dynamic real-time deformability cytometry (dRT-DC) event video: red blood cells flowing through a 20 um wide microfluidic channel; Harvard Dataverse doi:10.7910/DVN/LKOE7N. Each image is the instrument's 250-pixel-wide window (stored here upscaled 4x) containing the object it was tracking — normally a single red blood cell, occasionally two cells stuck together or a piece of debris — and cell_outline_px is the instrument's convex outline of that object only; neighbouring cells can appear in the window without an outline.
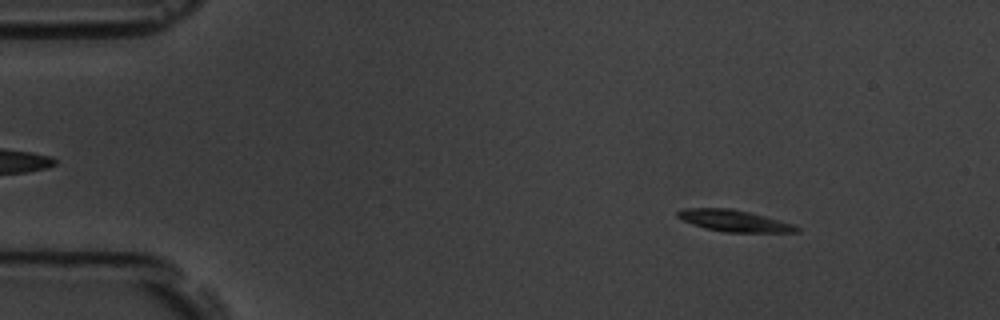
{"species": "common noctule bat (a hibernating species)", "species_latin": "Nyctalus noctula", "temperature_condition": "room temperature", "stored_images_in_passage": 57, "camera_frame_rate_fps": 3000, "um_per_image_px": 0.085, "animal": {"sex": "male", "body_mass_g": 19.5, "forearm_length_mm": 54.6}, "frame": {"image": 1, "passage_image": 7, "time_ms": 2.0, "image_size_px": [1000, 320], "cell_outline_px": [[800, 232], [724, 232], [692, 224], [680, 220], [676, 216], [676, 212], [684, 208], [732, 208], [780, 220], [792, 224], [800, 228]], "centroid_in_image_um": [62.36, 18.76], "position_along_channel_um": 22.6, "area_um2": 14.85}}
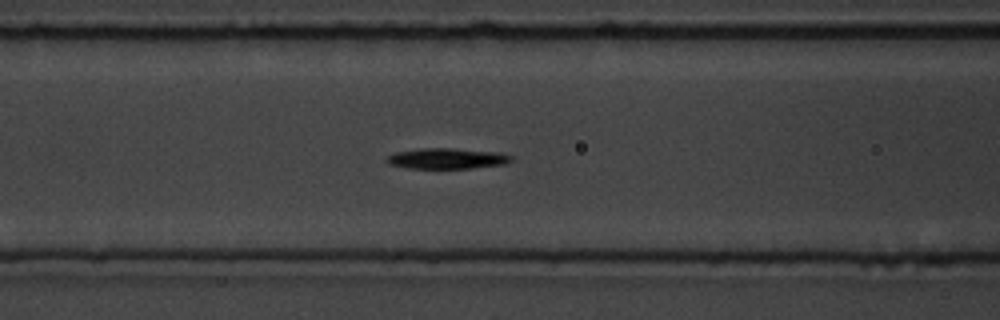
{"frame": {"image": 2, "passage_image": 23, "time_ms": 7.333, "image_size_px": [1000, 320], "cell_outline_px": [[512, 160], [504, 164], [472, 168], [408, 168], [388, 164], [384, 160], [388, 156], [396, 152], [424, 148], [452, 148], [500, 152], [512, 156]], "centroid_in_image_um": [37.99, 13.47], "position_along_channel_um": 128.6, "area_um2": 14.97}}
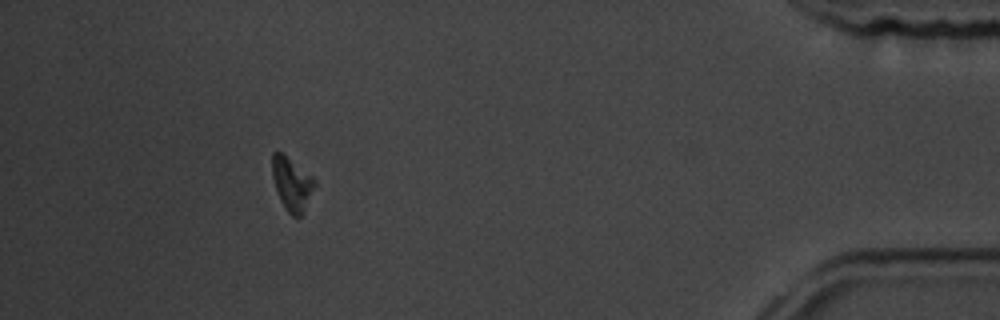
{"frame": {"image": 3, "passage_image": 52, "time_ms": 17.0, "image_size_px": [1000, 320], "cell_outline_px": [[316, 184], [304, 212], [300, 216], [292, 216], [284, 208], [280, 200], [272, 176], [272, 152], [280, 152], [312, 176], [316, 180]], "centroid_in_image_um": [24.81, 15.66], "position_along_channel_um": 410.4, "area_um2": 13.01}, "authors_computed_cell_mechanics": {"area_um2": 14.2188, "velocity_mm_per_s": 3.5221, "shape_relaxation_time_tau1_ms": 1.4815, "shape_relaxation_time_tau2_ms": null, "deformation_change_tau1": 0.1358, "deformation_change_tau2": null}}